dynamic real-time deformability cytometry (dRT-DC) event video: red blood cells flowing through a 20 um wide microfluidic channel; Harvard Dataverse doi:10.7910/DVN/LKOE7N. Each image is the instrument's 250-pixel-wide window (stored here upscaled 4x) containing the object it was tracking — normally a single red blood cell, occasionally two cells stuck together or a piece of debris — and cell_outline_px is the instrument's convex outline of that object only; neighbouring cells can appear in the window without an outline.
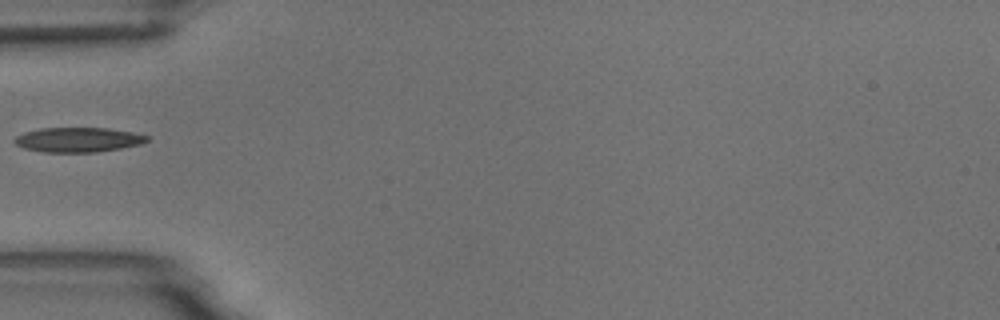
{"species": "common noctule bat (a hibernating species)", "species_latin": "Nyctalus noctula", "temperature_condition": "room temperature", "stored_images_in_passage": 1, "camera_frame_rate_fps": 3000, "um_per_image_px": 0.085, "animal": {"sex": "male", "body_mass_g": 18.8}, "frame": {"image": 1, "passage_image": 1, "time_ms": 0.0, "image_size_px": [1000, 320], "cell_outline_px": [[148, 140], [140, 144], [120, 148], [96, 152], [44, 152], [24, 148], [16, 144], [12, 140], [16, 136], [24, 132], [40, 128], [108, 128], [132, 132], [148, 136]], "centroid_in_image_um": [6.6, 11.87], "position_along_channel_um": 78.4, "area_um2": 18.96}}